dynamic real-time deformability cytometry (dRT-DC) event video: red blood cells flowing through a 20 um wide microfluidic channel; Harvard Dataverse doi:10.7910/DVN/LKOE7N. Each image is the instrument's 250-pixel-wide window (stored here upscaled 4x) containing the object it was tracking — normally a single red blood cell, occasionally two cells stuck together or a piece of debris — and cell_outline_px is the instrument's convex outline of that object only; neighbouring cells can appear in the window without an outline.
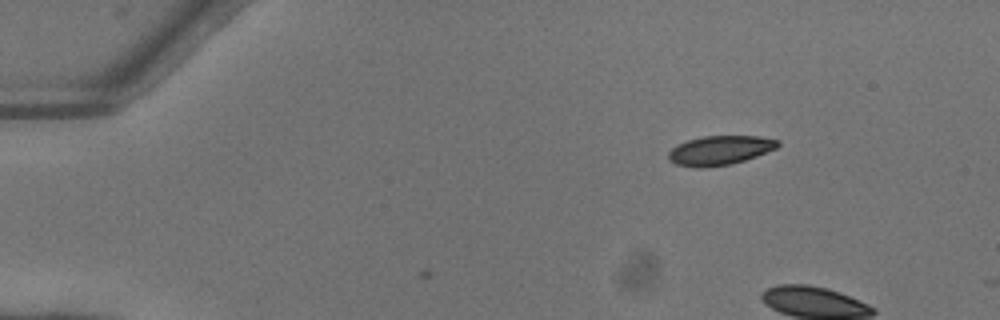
{"species": "common noctule bat (a hibernating species)", "species_latin": "Nyctalus noctula", "temperature_condition": "warm", "stored_images_in_passage": 3, "camera_frame_rate_fps": 3000, "um_per_image_px": 0.085, "animal": {"sex": "female"}, "frame": {"image": 1, "passage_image": 1, "time_ms": 0.0, "image_size_px": [1000, 320], "cell_outline_px": [[780, 144], [776, 148], [756, 156], [732, 164], [700, 168], [692, 168], [676, 164], [668, 160], [668, 152], [676, 144], [688, 140], [704, 136], [760, 136], [780, 140]], "centroid_in_image_um": [61.16, 12.78], "position_along_channel_um": 23.8, "area_um2": 18.79}}